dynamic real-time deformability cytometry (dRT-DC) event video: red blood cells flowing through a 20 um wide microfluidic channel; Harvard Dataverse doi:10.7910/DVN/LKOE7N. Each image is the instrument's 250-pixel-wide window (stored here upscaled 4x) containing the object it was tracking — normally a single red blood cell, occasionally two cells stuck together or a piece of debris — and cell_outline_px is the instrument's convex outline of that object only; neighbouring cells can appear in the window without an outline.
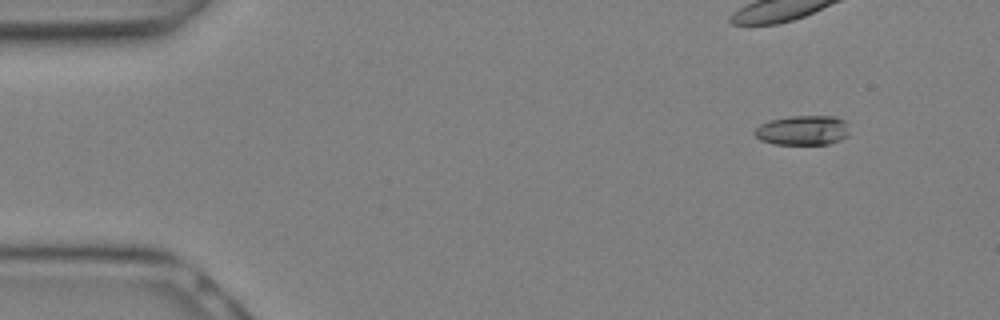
{"species": "Egyptian fruit bat (a non-hibernating species)", "species_latin": "Rousettus aegyptiacus", "temperature_condition": "warm", "stored_images_in_passage": 6, "camera_frame_rate_fps": 3000, "um_per_image_px": 0.085, "animal": {"sex": "female"}, "frame": {"image": 1, "passage_image": 1, "time_ms": 0.0, "image_size_px": [1000, 320], "cell_outline_px": [[848, 136], [840, 140], [828, 144], [772, 144], [760, 140], [752, 132], [760, 124], [768, 120], [788, 116], [836, 116], [844, 120], [848, 132]], "centroid_in_image_um": [68.19, 11.07], "position_along_channel_um": 16.8, "area_um2": 16.53}}